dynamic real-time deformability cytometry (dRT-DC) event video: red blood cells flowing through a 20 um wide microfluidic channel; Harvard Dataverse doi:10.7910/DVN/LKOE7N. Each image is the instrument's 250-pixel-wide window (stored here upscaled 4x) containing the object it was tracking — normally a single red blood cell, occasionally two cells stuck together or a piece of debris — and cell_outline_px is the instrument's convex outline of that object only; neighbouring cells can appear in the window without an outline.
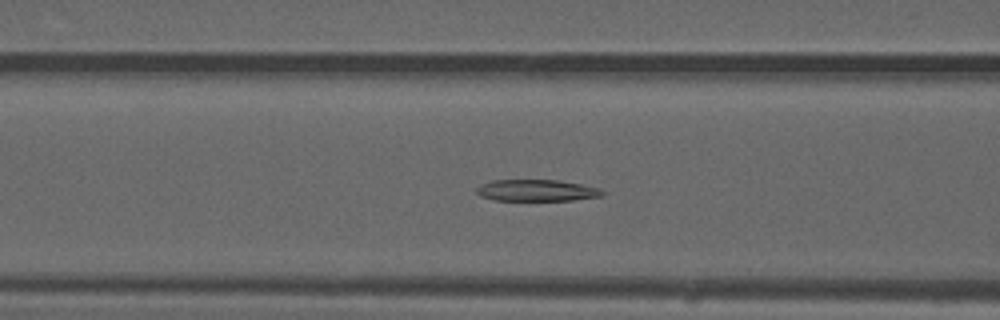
{"species": "common noctule bat (a hibernating species)", "species_latin": "Nyctalus noctula", "temperature_condition": "warm", "stored_images_in_passage": 52, "camera_frame_rate_fps": 3000, "um_per_image_px": 0.085, "animal": {"sex": "male", "forearm_length_mm": 52.5}, "frame": {"image": 1, "passage_image": 21, "time_ms": 6.667, "image_size_px": [1000, 320], "cell_outline_px": [[604, 196], [572, 200], [492, 200], [480, 196], [476, 192], [476, 188], [480, 184], [492, 180], [556, 180], [580, 184], [600, 188], [604, 192]], "centroid_in_image_um": [45.59, 16.18], "position_along_channel_um": 121.0, "area_um2": 15.84}}
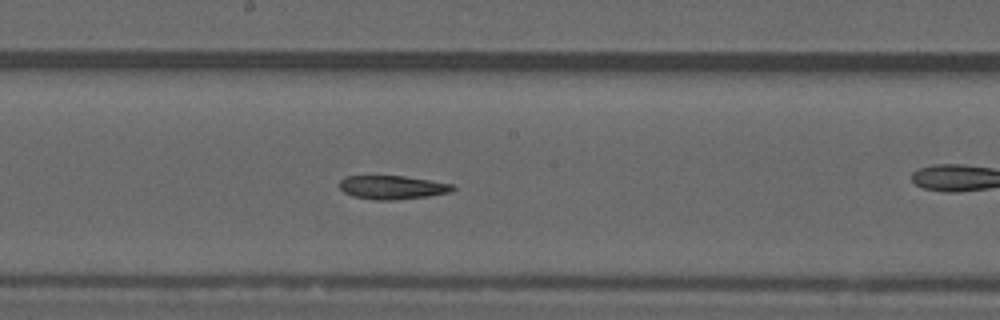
{"frame": {"image": 2, "passage_image": 28, "time_ms": 9.0, "image_size_px": [1000, 320], "cell_outline_px": [[456, 188], [452, 192], [428, 196], [396, 200], [376, 200], [352, 196], [344, 192], [340, 188], [340, 180], [344, 176], [404, 176], [452, 184]], "centroid_in_image_um": [33.35, 15.93], "position_along_channel_um": 214.9, "area_um2": 15.61}}
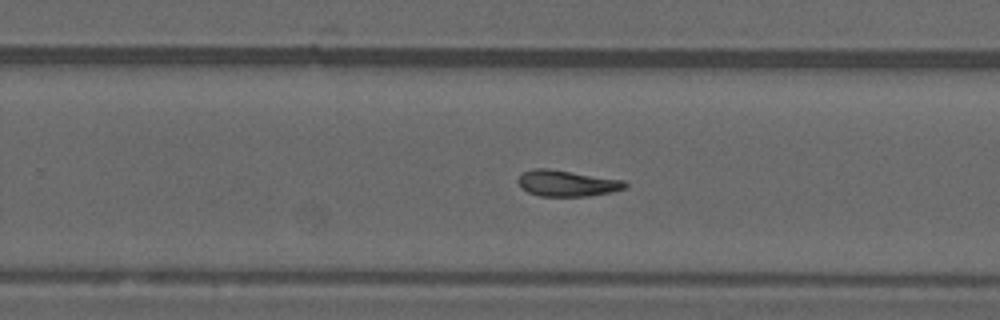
{"frame": {"image": 3, "passage_image": 33, "time_ms": 10.667, "image_size_px": [1000, 320], "cell_outline_px": [[628, 184], [624, 188], [612, 192], [588, 196], [540, 196], [528, 192], [520, 188], [516, 180], [524, 172], [532, 168], [548, 168], [624, 180]], "centroid_in_image_um": [48.16, 15.58], "position_along_channel_um": 281.6, "area_um2": 16.36}}